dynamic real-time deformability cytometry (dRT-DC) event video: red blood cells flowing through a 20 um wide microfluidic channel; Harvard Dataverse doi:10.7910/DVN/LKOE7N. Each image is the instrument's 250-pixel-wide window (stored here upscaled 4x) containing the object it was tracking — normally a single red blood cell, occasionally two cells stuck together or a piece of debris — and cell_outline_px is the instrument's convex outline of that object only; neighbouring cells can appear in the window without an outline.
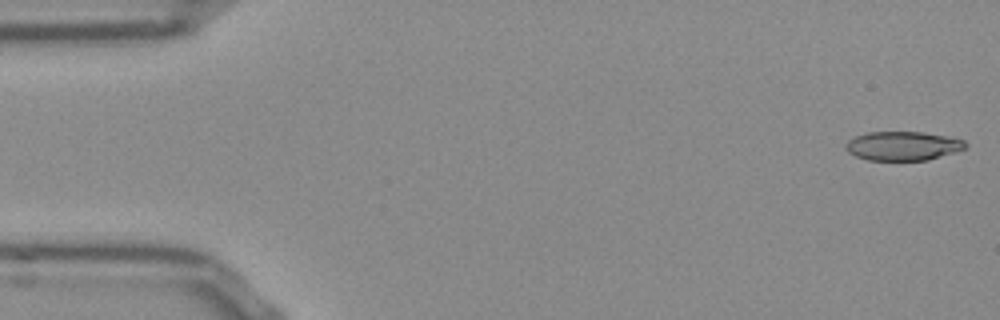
{"species": "Egyptian fruit bat (a non-hibernating species)", "species_latin": "Rousettus aegyptiacus", "temperature_condition": "room temperature", "stored_images_in_passage": 52, "camera_frame_rate_fps": 3000, "um_per_image_px": 0.085, "frame": {"image": 1, "passage_image": 1, "time_ms": 0.0, "image_size_px": [1000, 320], "cell_outline_px": [[968, 144], [964, 148], [956, 152], [928, 160], [868, 160], [856, 156], [848, 152], [844, 144], [848, 140], [856, 136], [868, 132], [924, 132], [964, 140]], "centroid_in_image_um": [76.73, 12.4], "position_along_channel_um": 8.3, "area_um2": 20.17}}
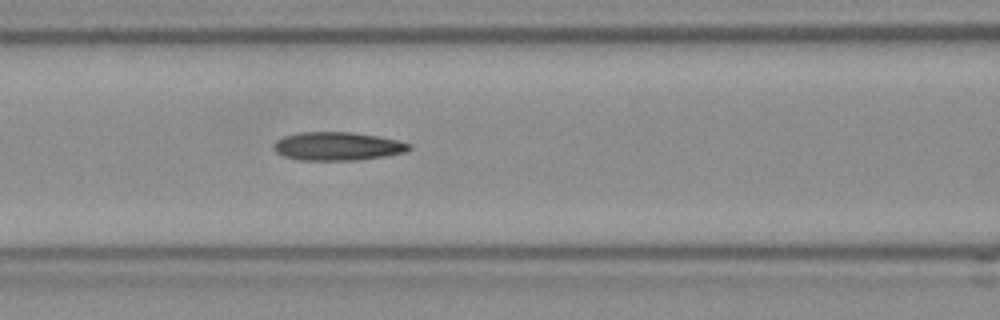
{"frame": {"image": 2, "passage_image": 21, "time_ms": 6.667, "image_size_px": [1000, 320], "cell_outline_px": [[412, 148], [404, 152], [384, 156], [356, 160], [300, 160], [284, 156], [276, 152], [272, 144], [276, 140], [284, 136], [300, 132], [352, 132], [380, 136], [412, 144]], "centroid_in_image_um": [28.68, 12.42], "position_along_channel_um": 137.9, "area_um2": 22.43}}
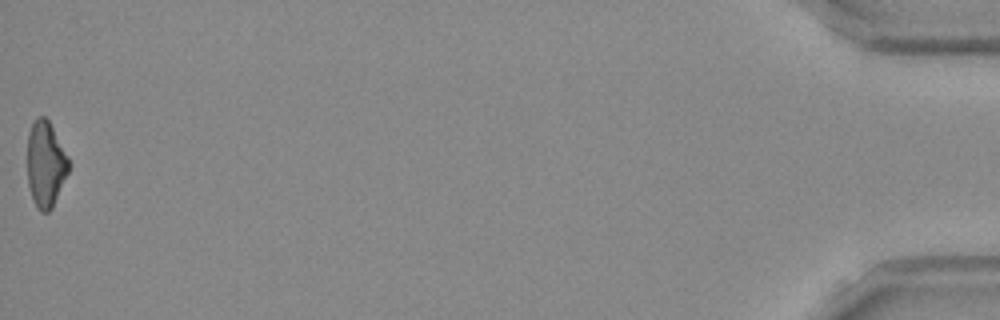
{"frame": {"image": 3, "passage_image": 52, "time_ms": 17.0, "image_size_px": [1000, 320], "cell_outline_px": [[72, 164], [52, 208], [48, 212], [40, 212], [36, 208], [28, 184], [28, 132], [36, 116], [44, 116], [48, 120], [68, 156]], "centroid_in_image_um": [3.89, 13.96], "position_along_channel_um": 431.3, "area_um2": 20.75}, "authors_computed_cell_mechanics": {"area_um2": 21.7906, "velocity_mm_per_s": 3.8637, "shape_relaxation_time_tau1_ms": null, "shape_relaxation_time_tau2_ms": 6.5522, "deformation_change_tau1": null, "deformation_change_tau2": 0.1959}}